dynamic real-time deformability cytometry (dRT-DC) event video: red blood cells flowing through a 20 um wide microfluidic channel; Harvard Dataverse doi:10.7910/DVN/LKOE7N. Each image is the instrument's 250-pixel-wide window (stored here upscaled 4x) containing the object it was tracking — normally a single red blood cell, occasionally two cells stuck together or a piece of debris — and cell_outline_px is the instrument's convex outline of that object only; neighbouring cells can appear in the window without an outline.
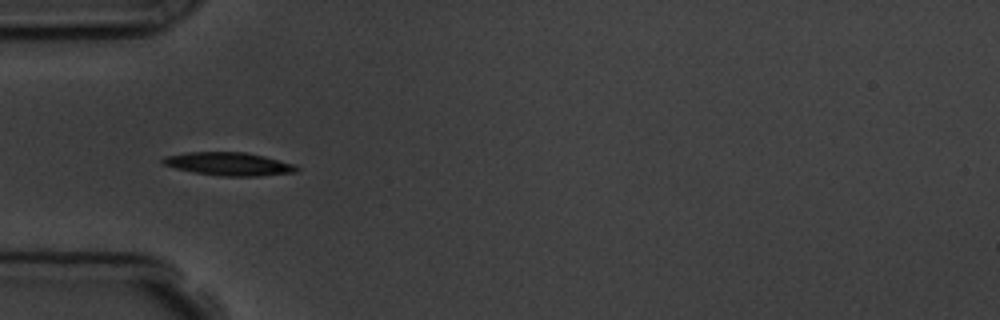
{"species": "common noctule bat (a hibernating species)", "species_latin": "Nyctalus noctula", "temperature_condition": "room temperature", "stored_images_in_passage": 6, "camera_frame_rate_fps": 3000, "um_per_image_px": 0.085, "animal": {"sex": "male", "body_mass_g": 19.5, "forearm_length_mm": 54.6}, "frame": {"image": 1, "passage_image": 5, "time_ms": 5.333, "image_size_px": [1000, 320], "cell_outline_px": [[300, 168], [296, 172], [256, 176], [224, 176], [196, 172], [176, 168], [160, 164], [160, 160], [164, 156], [188, 152], [244, 152], [264, 156], [296, 164]], "centroid_in_image_um": [19.45, 13.92], "position_along_channel_um": 65.6, "area_um2": 18.03}}